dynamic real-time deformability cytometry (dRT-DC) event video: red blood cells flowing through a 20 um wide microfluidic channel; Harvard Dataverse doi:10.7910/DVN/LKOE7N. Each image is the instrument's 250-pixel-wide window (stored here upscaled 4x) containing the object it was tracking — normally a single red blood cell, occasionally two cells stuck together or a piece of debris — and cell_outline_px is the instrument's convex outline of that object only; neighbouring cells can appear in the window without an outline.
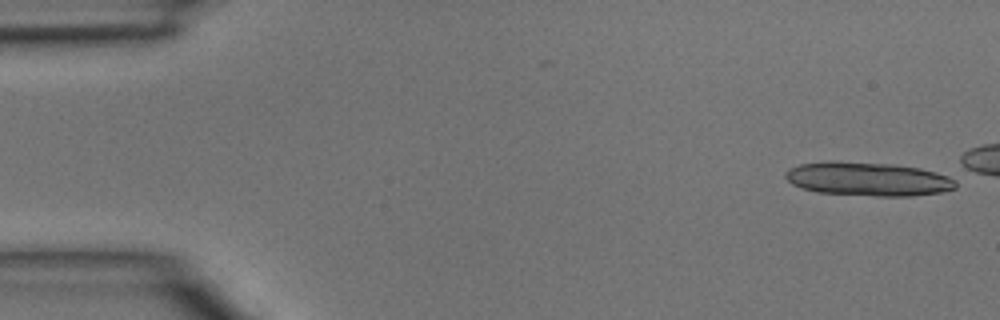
{"species": "common noctule bat (a hibernating species)", "species_latin": "Nyctalus noctula", "temperature_condition": "room temperature", "stored_images_in_passage": 13, "camera_frame_rate_fps": 3000, "um_per_image_px": 0.085, "animal": {"sex": "male", "body_mass_g": 15.6}, "frame": {"image": 1, "passage_image": 1, "time_ms": 0.0, "image_size_px": [1000, 320], "cell_outline_px": [[956, 188], [940, 192], [912, 196], [876, 196], [816, 192], [800, 188], [792, 184], [784, 176], [784, 172], [788, 168], [800, 164], [828, 160], [832, 160], [892, 164], [920, 168], [956, 176]], "centroid_in_image_um": [73.79, 15.2], "position_along_channel_um": 11.2, "area_um2": 34.16}}